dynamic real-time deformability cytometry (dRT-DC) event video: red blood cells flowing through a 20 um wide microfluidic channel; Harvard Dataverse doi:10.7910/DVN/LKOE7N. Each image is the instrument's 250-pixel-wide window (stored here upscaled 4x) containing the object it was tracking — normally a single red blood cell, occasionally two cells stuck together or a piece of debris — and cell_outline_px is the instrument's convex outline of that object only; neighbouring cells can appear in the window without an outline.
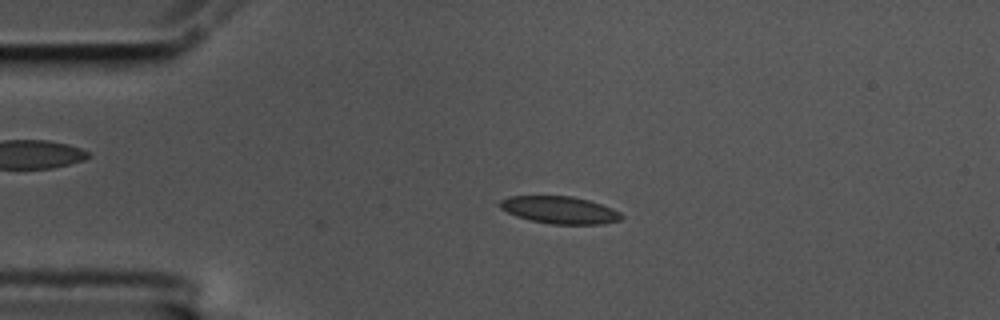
{"species": "common noctule bat (a hibernating species)", "species_latin": "Nyctalus noctula", "temperature_condition": "cold", "stored_images_in_passage": 26, "camera_frame_rate_fps": 3000, "um_per_image_px": 0.085, "animal": {"sex": "male", "body_mass_g": 17.5, "forearm_length_mm": 52.3}, "frame": {"image": 1, "passage_image": 2, "time_ms": 0.333, "image_size_px": [1000, 320], "cell_outline_px": [[624, 216], [620, 220], [604, 224], [552, 224], [532, 220], [516, 216], [500, 208], [500, 200], [508, 196], [572, 196], [588, 200], [612, 208], [620, 212]], "centroid_in_image_um": [47.59, 17.85], "position_along_channel_um": 37.4, "area_um2": 19.25}}
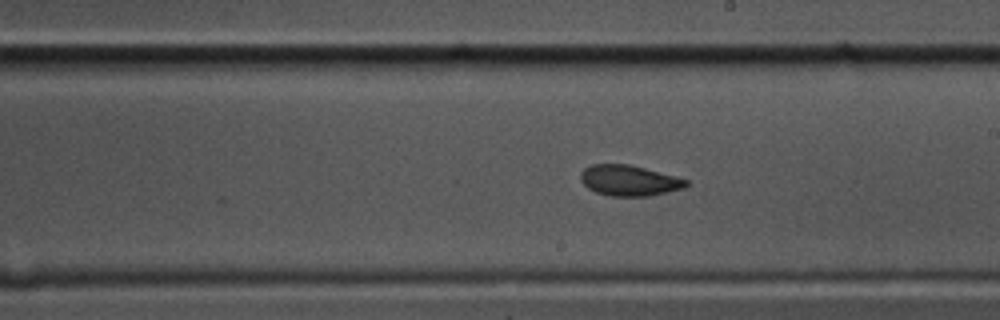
{"frame": {"image": 2, "passage_image": 22, "time_ms": 7.0, "image_size_px": [1000, 320], "cell_outline_px": [[688, 184], [684, 188], [668, 192], [648, 196], [608, 196], [596, 192], [588, 188], [580, 180], [580, 172], [584, 168], [592, 164], [628, 164], [676, 176], [688, 180]], "centroid_in_image_um": [53.46, 15.34], "position_along_channel_um": 235.5, "area_um2": 18.9}}
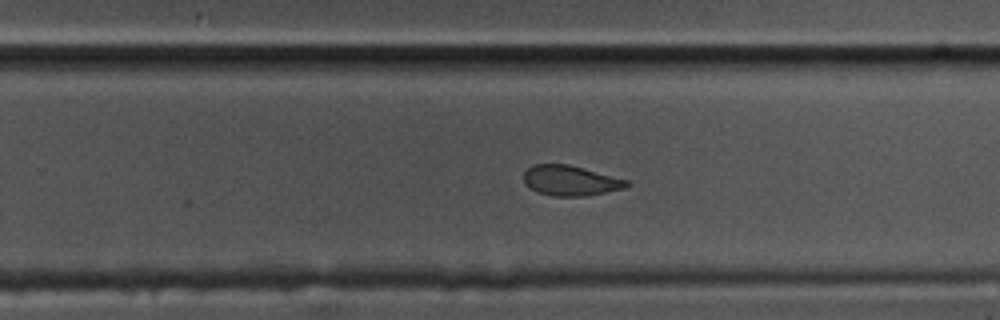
{"frame": {"image": 3, "passage_image": 26, "time_ms": 8.333, "image_size_px": [1000, 320], "cell_outline_px": [[632, 184], [624, 188], [584, 196], [552, 196], [536, 192], [524, 180], [524, 172], [532, 164], [568, 164], [628, 180]], "centroid_in_image_um": [48.49, 15.35], "position_along_channel_um": 281.3, "area_um2": 17.92}}